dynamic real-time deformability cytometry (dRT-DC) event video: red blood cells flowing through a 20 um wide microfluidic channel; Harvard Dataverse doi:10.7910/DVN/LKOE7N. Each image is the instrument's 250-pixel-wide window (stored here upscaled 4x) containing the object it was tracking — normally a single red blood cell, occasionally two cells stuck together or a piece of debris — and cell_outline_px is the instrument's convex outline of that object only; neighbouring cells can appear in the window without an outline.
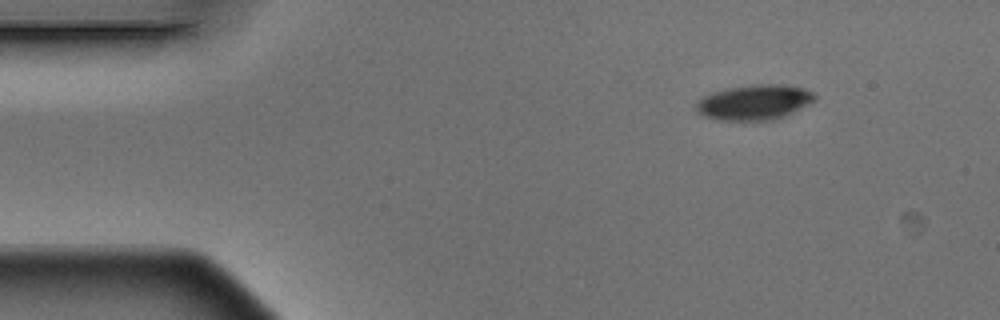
{"species": "Egyptian fruit bat (a non-hibernating species)", "species_latin": "Rousettus aegyptiacus", "temperature_condition": "warm", "stored_images_in_passage": 9, "camera_frame_rate_fps": 3000, "um_per_image_px": 0.085, "animal": {"sex": "male"}, "frame": {"image": 1, "passage_image": 1, "time_ms": 0.0, "image_size_px": [1000, 320], "cell_outline_px": [[816, 100], [784, 116], [772, 120], [720, 120], [704, 116], [696, 112], [696, 104], [704, 96], [712, 92], [728, 88], [752, 84], [784, 84], [804, 88], [812, 92], [816, 96]], "centroid_in_image_um": [64.12, 8.68], "position_along_channel_um": 20.9, "area_um2": 24.22}}
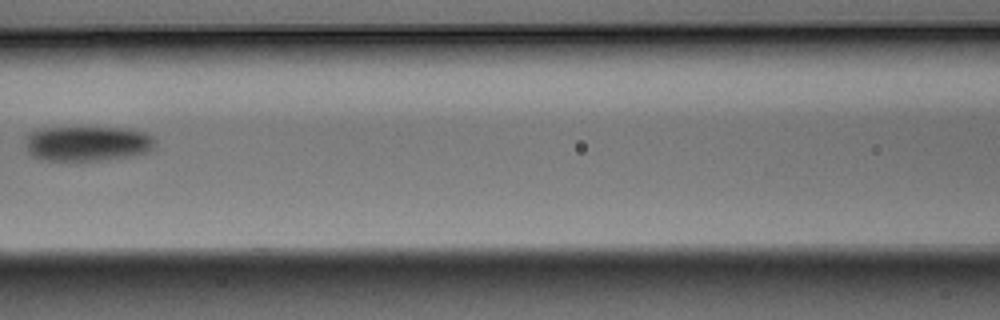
{"frame": {"image": 2, "passage_image": 6, "time_ms": 1.667, "image_size_px": [1000, 320], "cell_outline_px": [[156, 140], [152, 148], [144, 152], [128, 156], [104, 160], [48, 160], [32, 156], [28, 152], [28, 136], [32, 132], [40, 128], [128, 128], [144, 132], [152, 136]], "centroid_in_image_um": [7.46, 12.19], "position_along_channel_um": 159.1, "area_um2": 25.95}}
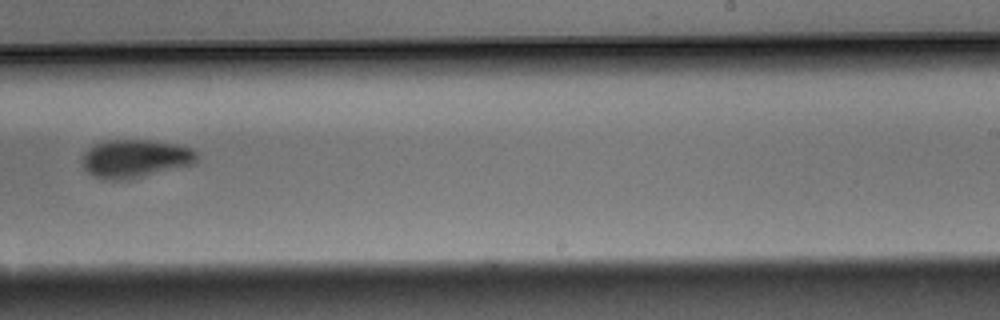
{"frame": {"image": 3, "passage_image": 9, "time_ms": 2.667, "image_size_px": [1000, 320], "cell_outline_px": [[196, 160], [192, 164], [132, 180], [100, 180], [92, 176], [84, 168], [84, 152], [88, 148], [96, 144], [108, 140], [148, 140], [176, 144], [192, 148], [196, 152]], "centroid_in_image_um": [11.48, 13.5], "position_along_channel_um": 277.5, "area_um2": 25.61}}